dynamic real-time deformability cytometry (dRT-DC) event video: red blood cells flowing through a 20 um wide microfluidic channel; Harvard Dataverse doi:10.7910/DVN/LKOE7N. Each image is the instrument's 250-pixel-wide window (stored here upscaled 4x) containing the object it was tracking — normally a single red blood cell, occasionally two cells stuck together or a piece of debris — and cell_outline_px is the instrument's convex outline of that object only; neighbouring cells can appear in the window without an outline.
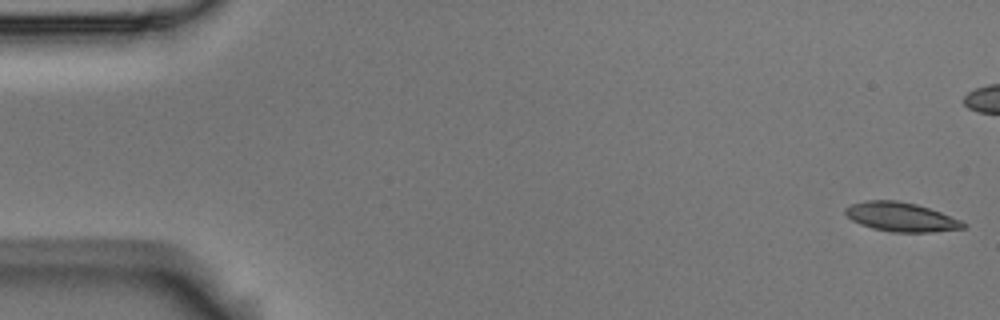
{"species": "Egyptian fruit bat (a non-hibernating species)", "species_latin": "Rousettus aegyptiacus", "temperature_condition": "room temperature", "stored_images_in_passage": 56, "camera_frame_rate_fps": 3000, "um_per_image_px": 0.085, "animal": {"sex": "male"}, "frame": {"image": 1, "passage_image": 1, "time_ms": 0.0, "image_size_px": [1000, 320], "cell_outline_px": [[968, 224], [964, 228], [936, 232], [892, 232], [872, 228], [860, 224], [852, 220], [844, 212], [844, 208], [852, 204], [864, 200], [896, 200], [916, 204], [940, 212], [960, 220]], "centroid_in_image_um": [76.58, 18.44], "position_along_channel_um": 8.4, "area_um2": 20.0}}
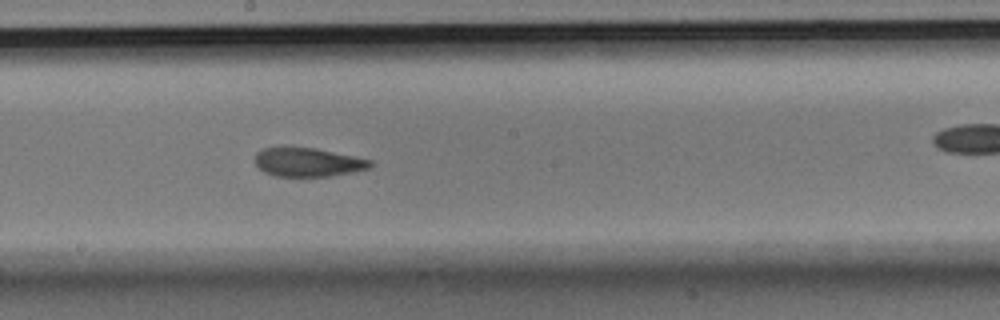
{"frame": {"image": 2, "passage_image": 30, "time_ms": 9.667, "image_size_px": [1000, 320], "cell_outline_px": [[376, 164], [368, 168], [352, 172], [328, 176], [272, 176], [264, 172], [256, 164], [256, 152], [264, 148], [316, 148], [356, 156], [372, 160]], "centroid_in_image_um": [26.22, 13.79], "position_along_channel_um": 222.0, "area_um2": 19.25}}
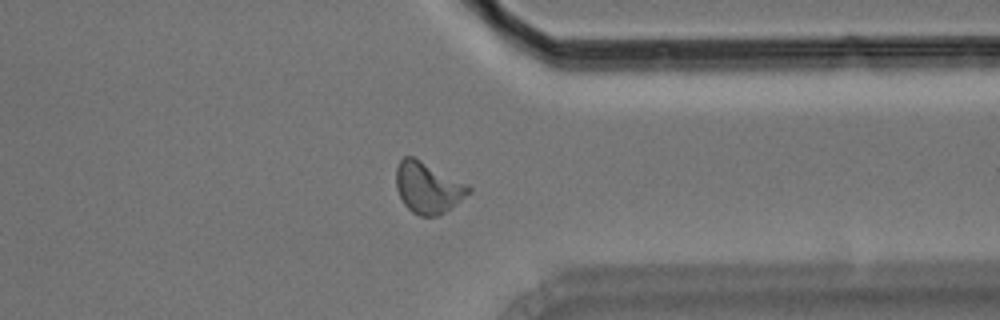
{"frame": {"image": 3, "passage_image": 43, "time_ms": 14.0, "image_size_px": [1000, 320], "cell_outline_px": [[472, 192], [452, 208], [436, 216], [420, 216], [412, 212], [404, 204], [396, 188], [396, 168], [400, 160], [404, 156], [412, 156], [468, 184], [472, 188]], "centroid_in_image_um": [36.39, 15.96], "position_along_channel_um": 375.0, "area_um2": 21.62}, "authors_computed_cell_mechanics": {"area_um2": 20.2589, "velocity_mm_per_s": 3.6162, "shape_relaxation_time_tau1_ms": 6.6034, "shape_relaxation_time_tau2_ms": 2.2122, "deformation_change_tau1": 0.1877, "deformation_change_tau2": 0.1034}}